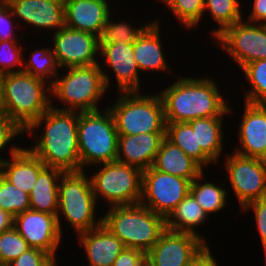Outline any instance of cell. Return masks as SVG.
<instances>
[{
    "mask_svg": "<svg viewBox=\"0 0 266 266\" xmlns=\"http://www.w3.org/2000/svg\"><path fill=\"white\" fill-rule=\"evenodd\" d=\"M38 128L42 131L39 136L35 134ZM77 129L78 112L50 107L24 132L33 139L36 137L37 142L26 147L48 167L79 172Z\"/></svg>",
    "mask_w": 266,
    "mask_h": 266,
    "instance_id": "1",
    "label": "cell"
},
{
    "mask_svg": "<svg viewBox=\"0 0 266 266\" xmlns=\"http://www.w3.org/2000/svg\"><path fill=\"white\" fill-rule=\"evenodd\" d=\"M208 77H180L159 91L166 122H189L203 117L232 115L231 106Z\"/></svg>",
    "mask_w": 266,
    "mask_h": 266,
    "instance_id": "2",
    "label": "cell"
},
{
    "mask_svg": "<svg viewBox=\"0 0 266 266\" xmlns=\"http://www.w3.org/2000/svg\"><path fill=\"white\" fill-rule=\"evenodd\" d=\"M50 84L26 72L0 75V112L25 132L51 107Z\"/></svg>",
    "mask_w": 266,
    "mask_h": 266,
    "instance_id": "3",
    "label": "cell"
},
{
    "mask_svg": "<svg viewBox=\"0 0 266 266\" xmlns=\"http://www.w3.org/2000/svg\"><path fill=\"white\" fill-rule=\"evenodd\" d=\"M60 72L50 84V96L65 106L55 107L52 101L51 107L76 112L101 110L98 103L105 99L108 90L99 64L64 68Z\"/></svg>",
    "mask_w": 266,
    "mask_h": 266,
    "instance_id": "4",
    "label": "cell"
},
{
    "mask_svg": "<svg viewBox=\"0 0 266 266\" xmlns=\"http://www.w3.org/2000/svg\"><path fill=\"white\" fill-rule=\"evenodd\" d=\"M101 216L102 224L125 248L138 249L145 254L166 230L165 218L141 204L112 206Z\"/></svg>",
    "mask_w": 266,
    "mask_h": 266,
    "instance_id": "5",
    "label": "cell"
},
{
    "mask_svg": "<svg viewBox=\"0 0 266 266\" xmlns=\"http://www.w3.org/2000/svg\"><path fill=\"white\" fill-rule=\"evenodd\" d=\"M88 176L84 170L64 172L60 177L56 216L61 234V216L77 232L76 234L93 230L102 224V217L98 218L95 214L98 205Z\"/></svg>",
    "mask_w": 266,
    "mask_h": 266,
    "instance_id": "6",
    "label": "cell"
},
{
    "mask_svg": "<svg viewBox=\"0 0 266 266\" xmlns=\"http://www.w3.org/2000/svg\"><path fill=\"white\" fill-rule=\"evenodd\" d=\"M111 111L118 135L166 133L164 105L159 93L117 92Z\"/></svg>",
    "mask_w": 266,
    "mask_h": 266,
    "instance_id": "7",
    "label": "cell"
},
{
    "mask_svg": "<svg viewBox=\"0 0 266 266\" xmlns=\"http://www.w3.org/2000/svg\"><path fill=\"white\" fill-rule=\"evenodd\" d=\"M77 139L80 171L116 161L118 132L107 105L101 111L78 112Z\"/></svg>",
    "mask_w": 266,
    "mask_h": 266,
    "instance_id": "8",
    "label": "cell"
},
{
    "mask_svg": "<svg viewBox=\"0 0 266 266\" xmlns=\"http://www.w3.org/2000/svg\"><path fill=\"white\" fill-rule=\"evenodd\" d=\"M100 166L92 176L89 174L97 202L100 197L109 207L140 204L142 171L139 168L117 160Z\"/></svg>",
    "mask_w": 266,
    "mask_h": 266,
    "instance_id": "9",
    "label": "cell"
},
{
    "mask_svg": "<svg viewBox=\"0 0 266 266\" xmlns=\"http://www.w3.org/2000/svg\"><path fill=\"white\" fill-rule=\"evenodd\" d=\"M191 181L153 169L142 171L140 204L165 219L190 193Z\"/></svg>",
    "mask_w": 266,
    "mask_h": 266,
    "instance_id": "10",
    "label": "cell"
},
{
    "mask_svg": "<svg viewBox=\"0 0 266 266\" xmlns=\"http://www.w3.org/2000/svg\"><path fill=\"white\" fill-rule=\"evenodd\" d=\"M245 21L243 19L226 28L213 40L240 68L266 59V24Z\"/></svg>",
    "mask_w": 266,
    "mask_h": 266,
    "instance_id": "11",
    "label": "cell"
},
{
    "mask_svg": "<svg viewBox=\"0 0 266 266\" xmlns=\"http://www.w3.org/2000/svg\"><path fill=\"white\" fill-rule=\"evenodd\" d=\"M224 161L229 183L240 208L251 201L266 197V160L243 156L232 151V154H226Z\"/></svg>",
    "mask_w": 266,
    "mask_h": 266,
    "instance_id": "12",
    "label": "cell"
},
{
    "mask_svg": "<svg viewBox=\"0 0 266 266\" xmlns=\"http://www.w3.org/2000/svg\"><path fill=\"white\" fill-rule=\"evenodd\" d=\"M53 33L51 49L61 69L100 63V39L97 35L67 26Z\"/></svg>",
    "mask_w": 266,
    "mask_h": 266,
    "instance_id": "13",
    "label": "cell"
},
{
    "mask_svg": "<svg viewBox=\"0 0 266 266\" xmlns=\"http://www.w3.org/2000/svg\"><path fill=\"white\" fill-rule=\"evenodd\" d=\"M99 58L102 60L99 66L103 71L108 92L112 77H109L110 74L106 69L110 70L111 75L115 74L118 92H141L143 90L140 89L139 76L141 74L134 58L133 43H100Z\"/></svg>",
    "mask_w": 266,
    "mask_h": 266,
    "instance_id": "14",
    "label": "cell"
},
{
    "mask_svg": "<svg viewBox=\"0 0 266 266\" xmlns=\"http://www.w3.org/2000/svg\"><path fill=\"white\" fill-rule=\"evenodd\" d=\"M206 245L199 236L166 229L146 253V265L187 266Z\"/></svg>",
    "mask_w": 266,
    "mask_h": 266,
    "instance_id": "15",
    "label": "cell"
},
{
    "mask_svg": "<svg viewBox=\"0 0 266 266\" xmlns=\"http://www.w3.org/2000/svg\"><path fill=\"white\" fill-rule=\"evenodd\" d=\"M13 227L31 248L44 250L58 260L56 250L62 243V234L56 215L30 209L14 217Z\"/></svg>",
    "mask_w": 266,
    "mask_h": 266,
    "instance_id": "16",
    "label": "cell"
},
{
    "mask_svg": "<svg viewBox=\"0 0 266 266\" xmlns=\"http://www.w3.org/2000/svg\"><path fill=\"white\" fill-rule=\"evenodd\" d=\"M18 25L57 32L65 26L64 0H5ZM17 17V18H16ZM20 21V23L18 22Z\"/></svg>",
    "mask_w": 266,
    "mask_h": 266,
    "instance_id": "17",
    "label": "cell"
},
{
    "mask_svg": "<svg viewBox=\"0 0 266 266\" xmlns=\"http://www.w3.org/2000/svg\"><path fill=\"white\" fill-rule=\"evenodd\" d=\"M244 107L237 135L241 145L233 151L266 160V105L244 102Z\"/></svg>",
    "mask_w": 266,
    "mask_h": 266,
    "instance_id": "18",
    "label": "cell"
},
{
    "mask_svg": "<svg viewBox=\"0 0 266 266\" xmlns=\"http://www.w3.org/2000/svg\"><path fill=\"white\" fill-rule=\"evenodd\" d=\"M108 0H64L65 26L101 36L111 14Z\"/></svg>",
    "mask_w": 266,
    "mask_h": 266,
    "instance_id": "19",
    "label": "cell"
},
{
    "mask_svg": "<svg viewBox=\"0 0 266 266\" xmlns=\"http://www.w3.org/2000/svg\"><path fill=\"white\" fill-rule=\"evenodd\" d=\"M11 143L9 160L6 158L0 164V174L11 184L23 192L30 193L33 189L39 172L46 166L27 147Z\"/></svg>",
    "mask_w": 266,
    "mask_h": 266,
    "instance_id": "20",
    "label": "cell"
},
{
    "mask_svg": "<svg viewBox=\"0 0 266 266\" xmlns=\"http://www.w3.org/2000/svg\"><path fill=\"white\" fill-rule=\"evenodd\" d=\"M166 133L118 135L116 160L141 171L150 168Z\"/></svg>",
    "mask_w": 266,
    "mask_h": 266,
    "instance_id": "21",
    "label": "cell"
},
{
    "mask_svg": "<svg viewBox=\"0 0 266 266\" xmlns=\"http://www.w3.org/2000/svg\"><path fill=\"white\" fill-rule=\"evenodd\" d=\"M76 236H79L78 243L83 247L89 266H112L125 248L103 224Z\"/></svg>",
    "mask_w": 266,
    "mask_h": 266,
    "instance_id": "22",
    "label": "cell"
},
{
    "mask_svg": "<svg viewBox=\"0 0 266 266\" xmlns=\"http://www.w3.org/2000/svg\"><path fill=\"white\" fill-rule=\"evenodd\" d=\"M160 22L159 18L152 21L133 43L134 58L140 73L142 71L171 73L172 71L162 50L164 44L160 37Z\"/></svg>",
    "mask_w": 266,
    "mask_h": 266,
    "instance_id": "23",
    "label": "cell"
},
{
    "mask_svg": "<svg viewBox=\"0 0 266 266\" xmlns=\"http://www.w3.org/2000/svg\"><path fill=\"white\" fill-rule=\"evenodd\" d=\"M153 169L188 179L191 182L204 172L203 168L166 137L151 166Z\"/></svg>",
    "mask_w": 266,
    "mask_h": 266,
    "instance_id": "24",
    "label": "cell"
},
{
    "mask_svg": "<svg viewBox=\"0 0 266 266\" xmlns=\"http://www.w3.org/2000/svg\"><path fill=\"white\" fill-rule=\"evenodd\" d=\"M64 172L55 167L45 166L29 193L30 209L57 215L59 180Z\"/></svg>",
    "mask_w": 266,
    "mask_h": 266,
    "instance_id": "25",
    "label": "cell"
},
{
    "mask_svg": "<svg viewBox=\"0 0 266 266\" xmlns=\"http://www.w3.org/2000/svg\"><path fill=\"white\" fill-rule=\"evenodd\" d=\"M203 117L187 122L196 133L197 149H202L216 164L224 148V117Z\"/></svg>",
    "mask_w": 266,
    "mask_h": 266,
    "instance_id": "26",
    "label": "cell"
},
{
    "mask_svg": "<svg viewBox=\"0 0 266 266\" xmlns=\"http://www.w3.org/2000/svg\"><path fill=\"white\" fill-rule=\"evenodd\" d=\"M208 214L203 210L191 193H189L165 219L166 229L174 232L190 233L202 238L197 227L208 221Z\"/></svg>",
    "mask_w": 266,
    "mask_h": 266,
    "instance_id": "27",
    "label": "cell"
},
{
    "mask_svg": "<svg viewBox=\"0 0 266 266\" xmlns=\"http://www.w3.org/2000/svg\"><path fill=\"white\" fill-rule=\"evenodd\" d=\"M203 169L215 162L202 150L197 149L196 133L187 122H166V136Z\"/></svg>",
    "mask_w": 266,
    "mask_h": 266,
    "instance_id": "28",
    "label": "cell"
},
{
    "mask_svg": "<svg viewBox=\"0 0 266 266\" xmlns=\"http://www.w3.org/2000/svg\"><path fill=\"white\" fill-rule=\"evenodd\" d=\"M204 176L205 173L203 172L191 182L190 193L210 216L230 204L227 202V189L223 188L222 183L218 185L210 181L205 182L203 181V179L205 180Z\"/></svg>",
    "mask_w": 266,
    "mask_h": 266,
    "instance_id": "29",
    "label": "cell"
},
{
    "mask_svg": "<svg viewBox=\"0 0 266 266\" xmlns=\"http://www.w3.org/2000/svg\"><path fill=\"white\" fill-rule=\"evenodd\" d=\"M240 6V0H204V15L210 14L219 25L211 32L214 39L226 28L244 19Z\"/></svg>",
    "mask_w": 266,
    "mask_h": 266,
    "instance_id": "30",
    "label": "cell"
},
{
    "mask_svg": "<svg viewBox=\"0 0 266 266\" xmlns=\"http://www.w3.org/2000/svg\"><path fill=\"white\" fill-rule=\"evenodd\" d=\"M61 69L58 65L53 50L48 46L42 49H35L28 60H23V72L29 73L46 80L51 84Z\"/></svg>",
    "mask_w": 266,
    "mask_h": 266,
    "instance_id": "31",
    "label": "cell"
},
{
    "mask_svg": "<svg viewBox=\"0 0 266 266\" xmlns=\"http://www.w3.org/2000/svg\"><path fill=\"white\" fill-rule=\"evenodd\" d=\"M241 69L251 86L243 96L244 101L250 104L266 105V59L253 61Z\"/></svg>",
    "mask_w": 266,
    "mask_h": 266,
    "instance_id": "32",
    "label": "cell"
},
{
    "mask_svg": "<svg viewBox=\"0 0 266 266\" xmlns=\"http://www.w3.org/2000/svg\"><path fill=\"white\" fill-rule=\"evenodd\" d=\"M112 15V16H111ZM111 14L108 16L107 23L103 28V32L99 37L100 43H134L137 37L144 31V29L152 22L151 20L147 24H142L139 27L129 24L124 21L114 20Z\"/></svg>",
    "mask_w": 266,
    "mask_h": 266,
    "instance_id": "33",
    "label": "cell"
},
{
    "mask_svg": "<svg viewBox=\"0 0 266 266\" xmlns=\"http://www.w3.org/2000/svg\"><path fill=\"white\" fill-rule=\"evenodd\" d=\"M185 26L184 29H194L204 17V0H159Z\"/></svg>",
    "mask_w": 266,
    "mask_h": 266,
    "instance_id": "34",
    "label": "cell"
},
{
    "mask_svg": "<svg viewBox=\"0 0 266 266\" xmlns=\"http://www.w3.org/2000/svg\"><path fill=\"white\" fill-rule=\"evenodd\" d=\"M0 208L15 217L30 210L29 194L18 189L0 174Z\"/></svg>",
    "mask_w": 266,
    "mask_h": 266,
    "instance_id": "35",
    "label": "cell"
},
{
    "mask_svg": "<svg viewBox=\"0 0 266 266\" xmlns=\"http://www.w3.org/2000/svg\"><path fill=\"white\" fill-rule=\"evenodd\" d=\"M26 240L12 227L0 233V266H6L30 249Z\"/></svg>",
    "mask_w": 266,
    "mask_h": 266,
    "instance_id": "36",
    "label": "cell"
},
{
    "mask_svg": "<svg viewBox=\"0 0 266 266\" xmlns=\"http://www.w3.org/2000/svg\"><path fill=\"white\" fill-rule=\"evenodd\" d=\"M18 42L19 40L0 41V75L23 70L25 53Z\"/></svg>",
    "mask_w": 266,
    "mask_h": 266,
    "instance_id": "37",
    "label": "cell"
},
{
    "mask_svg": "<svg viewBox=\"0 0 266 266\" xmlns=\"http://www.w3.org/2000/svg\"><path fill=\"white\" fill-rule=\"evenodd\" d=\"M56 259L38 248H30L6 266H56Z\"/></svg>",
    "mask_w": 266,
    "mask_h": 266,
    "instance_id": "38",
    "label": "cell"
},
{
    "mask_svg": "<svg viewBox=\"0 0 266 266\" xmlns=\"http://www.w3.org/2000/svg\"><path fill=\"white\" fill-rule=\"evenodd\" d=\"M15 23L17 22L10 6L5 0H0V41L19 40L15 34L19 25Z\"/></svg>",
    "mask_w": 266,
    "mask_h": 266,
    "instance_id": "39",
    "label": "cell"
},
{
    "mask_svg": "<svg viewBox=\"0 0 266 266\" xmlns=\"http://www.w3.org/2000/svg\"><path fill=\"white\" fill-rule=\"evenodd\" d=\"M241 209L245 212L253 209L255 224H257L256 227L258 229L266 257V197L251 201Z\"/></svg>",
    "mask_w": 266,
    "mask_h": 266,
    "instance_id": "40",
    "label": "cell"
},
{
    "mask_svg": "<svg viewBox=\"0 0 266 266\" xmlns=\"http://www.w3.org/2000/svg\"><path fill=\"white\" fill-rule=\"evenodd\" d=\"M25 135L24 132L2 112H0V153L10 146V142L16 137ZM1 157V156H0ZM5 158H0V164L5 161Z\"/></svg>",
    "mask_w": 266,
    "mask_h": 266,
    "instance_id": "41",
    "label": "cell"
},
{
    "mask_svg": "<svg viewBox=\"0 0 266 266\" xmlns=\"http://www.w3.org/2000/svg\"><path fill=\"white\" fill-rule=\"evenodd\" d=\"M112 266H147L146 254L138 249L124 248Z\"/></svg>",
    "mask_w": 266,
    "mask_h": 266,
    "instance_id": "42",
    "label": "cell"
},
{
    "mask_svg": "<svg viewBox=\"0 0 266 266\" xmlns=\"http://www.w3.org/2000/svg\"><path fill=\"white\" fill-rule=\"evenodd\" d=\"M253 7L247 22L266 24V0H253Z\"/></svg>",
    "mask_w": 266,
    "mask_h": 266,
    "instance_id": "43",
    "label": "cell"
},
{
    "mask_svg": "<svg viewBox=\"0 0 266 266\" xmlns=\"http://www.w3.org/2000/svg\"><path fill=\"white\" fill-rule=\"evenodd\" d=\"M187 266H218L207 244Z\"/></svg>",
    "mask_w": 266,
    "mask_h": 266,
    "instance_id": "44",
    "label": "cell"
},
{
    "mask_svg": "<svg viewBox=\"0 0 266 266\" xmlns=\"http://www.w3.org/2000/svg\"><path fill=\"white\" fill-rule=\"evenodd\" d=\"M14 217L0 208V233L13 227Z\"/></svg>",
    "mask_w": 266,
    "mask_h": 266,
    "instance_id": "45",
    "label": "cell"
}]
</instances>
